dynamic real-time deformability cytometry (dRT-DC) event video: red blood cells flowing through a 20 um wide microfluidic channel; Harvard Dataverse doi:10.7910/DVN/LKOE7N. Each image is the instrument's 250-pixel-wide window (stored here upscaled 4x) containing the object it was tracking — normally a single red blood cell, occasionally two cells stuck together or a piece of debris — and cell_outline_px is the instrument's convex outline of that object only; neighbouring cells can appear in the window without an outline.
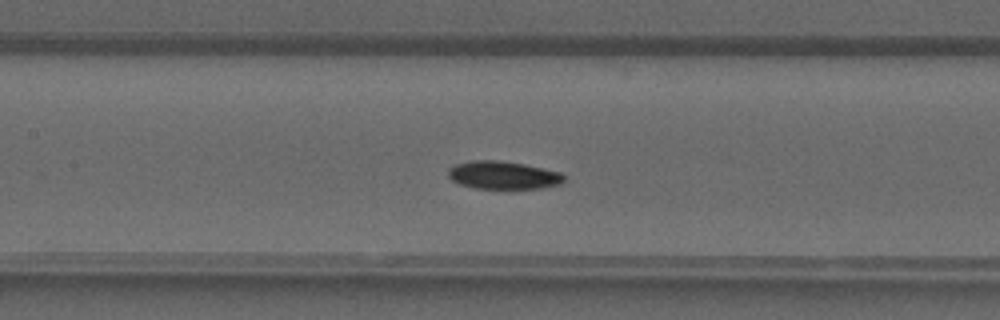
{"species": "common noctule bat (a hibernating species)", "species_latin": "Nyctalus noctula", "temperature_condition": "warm", "stored_images_in_passage": 35, "camera_frame_rate_fps": 3000, "um_per_image_px": 0.085, "animal": {"sex": "male", "forearm_length_mm": 52.5}, "frame": {"image": 1, "passage_image": 16, "time_ms": 5.0, "image_size_px": [1000, 320], "cell_outline_px": [[564, 180], [560, 184], [544, 188], [476, 188], [460, 184], [452, 180], [448, 176], [448, 168], [456, 164], [472, 160], [500, 160], [524, 164], [560, 172], [564, 176]], "centroid_in_image_um": [42.76, 14.88], "position_along_channel_um": 164.6, "area_um2": 18.79}}
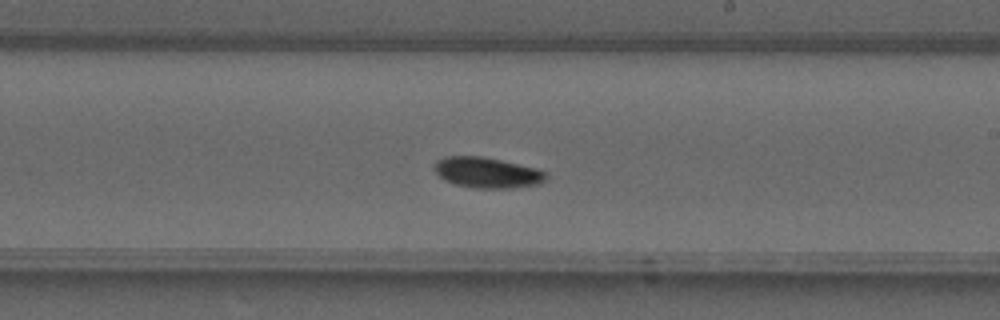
{"frame": {"image": 2, "passage_image": 21, "time_ms": 6.667, "image_size_px": [1000, 320], "cell_outline_px": [[548, 176], [540, 184], [512, 188], [472, 188], [456, 184], [444, 180], [436, 172], [436, 160], [444, 156], [484, 156], [536, 168], [548, 172]], "centroid_in_image_um": [41.44, 14.67], "position_along_channel_um": 247.6, "area_um2": 20.0}}
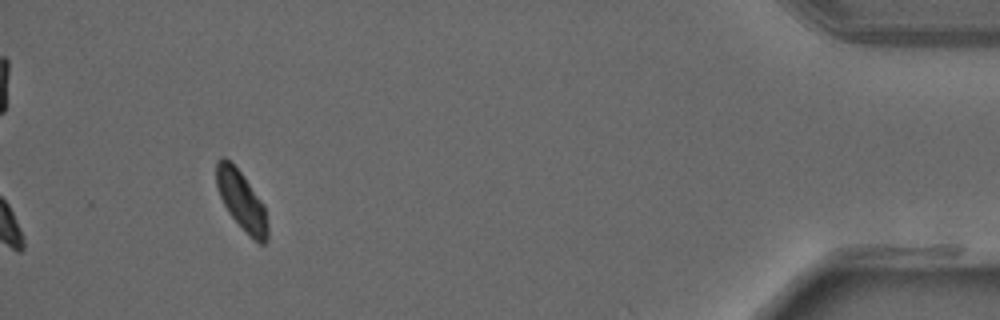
{"frame": {"image": 3, "passage_image": 35, "time_ms": 11.333, "image_size_px": [1000, 320], "cell_outline_px": [[268, 240], [264, 244], [260, 244], [228, 212], [220, 196], [216, 184], [216, 160], [220, 156], [224, 156], [244, 176], [264, 204], [268, 224]], "centroid_in_image_um": [20.53, 17.01], "position_along_channel_um": 414.7, "area_um2": 17.34}}